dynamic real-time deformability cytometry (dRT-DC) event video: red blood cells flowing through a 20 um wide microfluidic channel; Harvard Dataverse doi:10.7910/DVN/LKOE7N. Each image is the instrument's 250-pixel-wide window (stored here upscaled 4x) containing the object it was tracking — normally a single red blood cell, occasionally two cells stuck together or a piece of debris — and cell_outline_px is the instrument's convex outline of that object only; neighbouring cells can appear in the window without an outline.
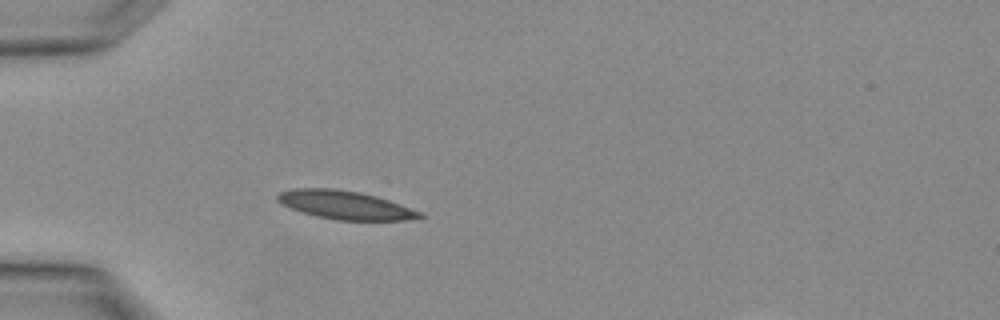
{"species": "Egyptian fruit bat (a non-hibernating species)", "species_latin": "Rousettus aegyptiacus", "temperature_condition": "warm", "stored_images_in_passage": 3, "camera_frame_rate_fps": 3000, "um_per_image_px": 0.085, "animal": {"sex": "female"}, "frame": {"image": 1, "passage_image": 3, "time_ms": 0.667, "image_size_px": [1000, 320], "cell_outline_px": [[424, 216], [404, 220], [336, 220], [316, 216], [292, 208], [276, 200], [276, 196], [280, 192], [292, 188], [332, 188], [360, 192], [376, 196], [424, 212]], "centroid_in_image_um": [29.35, 17.42], "position_along_channel_um": 55.7, "area_um2": 23.41}}